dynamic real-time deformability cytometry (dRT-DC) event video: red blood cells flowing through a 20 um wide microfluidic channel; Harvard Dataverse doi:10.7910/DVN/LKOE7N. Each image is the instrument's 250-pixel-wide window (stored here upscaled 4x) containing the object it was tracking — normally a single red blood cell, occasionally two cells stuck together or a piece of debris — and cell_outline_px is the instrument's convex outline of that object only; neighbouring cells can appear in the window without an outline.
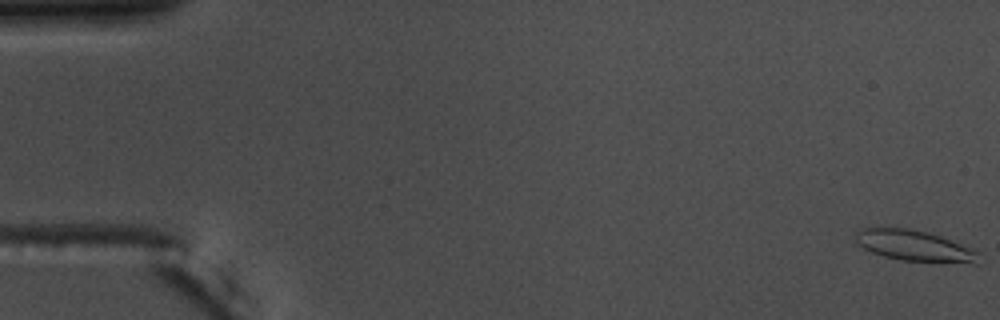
{"species": "common noctule bat (a hibernating species)", "species_latin": "Nyctalus noctula", "temperature_condition": "warm", "stored_images_in_passage": 58, "camera_frame_rate_fps": 3000, "um_per_image_px": 0.085, "animal": {"sex": "male", "body_mass_g": 17.5, "forearm_length_mm": 52.3}, "frame": {"image": 1, "passage_image": 1, "time_ms": 0.0, "image_size_px": [1000, 320], "cell_outline_px": [[976, 264], [900, 260], [884, 256], [872, 252], [856, 244], [856, 232], [860, 228], [908, 228], [928, 232], [940, 236], [968, 248], [976, 252]], "centroid_in_image_um": [77.65, 20.89], "position_along_channel_um": 7.4, "area_um2": 21.73}}
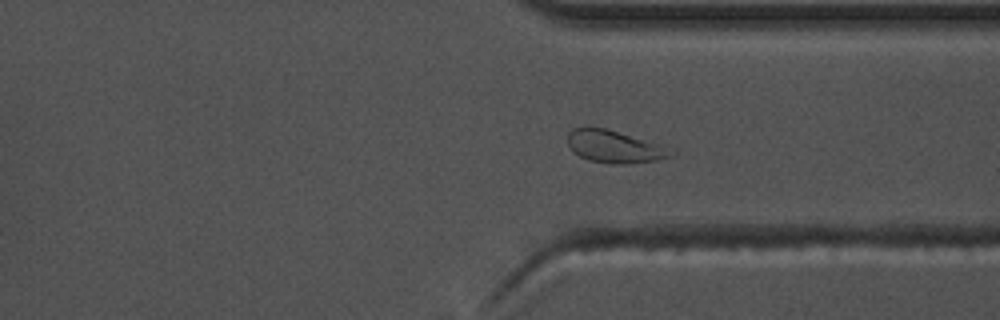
{"frame": {"image": 2, "passage_image": 43, "time_ms": 14.0, "image_size_px": [1000, 320], "cell_outline_px": [[676, 152], [672, 156], [656, 160], [628, 164], [612, 164], [588, 160], [572, 152], [568, 144], [568, 132], [572, 128], [584, 124], [588, 124], [604, 128], [676, 148]], "centroid_in_image_um": [52.23, 12.44], "position_along_channel_um": 359.2, "area_um2": 20.23}}
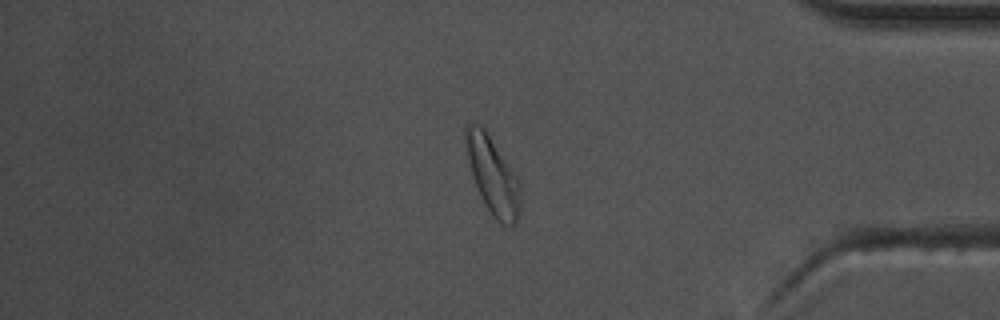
{"frame": {"image": 3, "passage_image": 48, "time_ms": 15.667, "image_size_px": [1000, 320], "cell_outline_px": [[520, 212], [516, 224], [504, 224], [496, 220], [492, 216], [484, 204], [472, 176], [468, 160], [464, 140], [464, 132], [468, 124], [480, 124], [484, 128], [516, 176], [520, 184]], "centroid_in_image_um": [41.87, 14.94], "position_along_channel_um": 393.3, "area_um2": 24.22}, "authors_computed_cell_mechanics": {"area_um2": 21.3571, "velocity_mm_per_s": 3.6495, "shape_relaxation_time_tau1_ms": null, "shape_relaxation_time_tau2_ms": 2.0386, "deformation_change_tau1": null, "deformation_change_tau2": 0.0841}}